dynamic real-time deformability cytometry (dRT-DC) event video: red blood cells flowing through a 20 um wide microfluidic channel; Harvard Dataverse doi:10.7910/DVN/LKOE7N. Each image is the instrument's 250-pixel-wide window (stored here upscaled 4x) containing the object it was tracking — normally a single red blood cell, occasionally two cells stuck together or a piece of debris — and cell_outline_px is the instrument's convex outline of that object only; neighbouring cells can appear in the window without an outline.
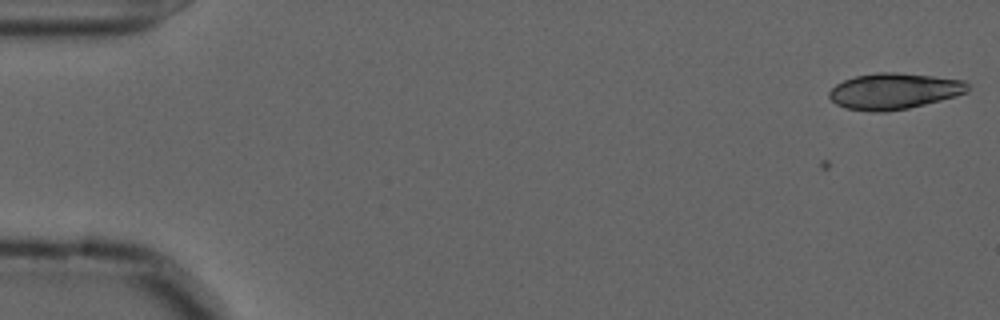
{"species": "common noctule bat (a hibernating species)", "species_latin": "Nyctalus noctula", "temperature_condition": "cold", "stored_images_in_passage": 7, "camera_frame_rate_fps": 3000, "um_per_image_px": 0.085, "animal": {"sex": "male", "forearm_length_mm": 52.5}, "frame": {"image": 1, "passage_image": 7, "time_ms": 2.0, "image_size_px": [1000, 320], "cell_outline_px": [[968, 92], [956, 96], [908, 108], [884, 112], [868, 112], [844, 108], [836, 104], [828, 96], [828, 92], [836, 84], [844, 80], [856, 76], [876, 72], [896, 72], [932, 76], [964, 80], [968, 84]], "centroid_in_image_um": [75.96, 7.75], "position_along_channel_um": 9.0, "area_um2": 29.19}}